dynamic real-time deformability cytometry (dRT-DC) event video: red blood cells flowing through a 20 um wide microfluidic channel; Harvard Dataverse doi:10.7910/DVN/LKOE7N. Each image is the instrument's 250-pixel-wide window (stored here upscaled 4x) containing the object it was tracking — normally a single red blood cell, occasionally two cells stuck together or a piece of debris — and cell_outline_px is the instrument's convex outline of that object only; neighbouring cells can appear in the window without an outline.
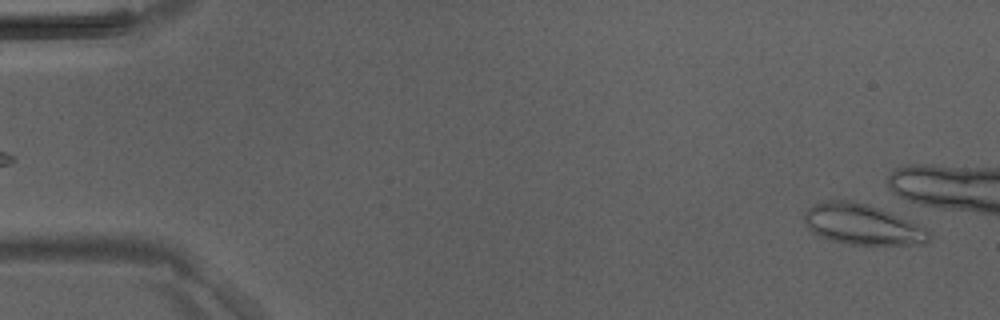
{"species": "Egyptian fruit bat (a non-hibernating species)", "species_latin": "Rousettus aegyptiacus", "temperature_condition": "room temperature", "stored_images_in_passage": 11, "camera_frame_rate_fps": 3000, "um_per_image_px": 0.085, "animal": {"sex": "male"}, "frame": {"image": 1, "passage_image": 2, "time_ms": 0.333, "image_size_px": [1000, 320], "cell_outline_px": [[912, 228], [900, 240], [864, 244], [840, 240], [828, 236], [820, 232], [808, 220], [808, 212], [812, 208], [824, 204], [856, 204], [868, 208], [888, 216]], "centroid_in_image_um": [72.78, 19.03], "position_along_channel_um": 12.2, "area_um2": 20.87}}